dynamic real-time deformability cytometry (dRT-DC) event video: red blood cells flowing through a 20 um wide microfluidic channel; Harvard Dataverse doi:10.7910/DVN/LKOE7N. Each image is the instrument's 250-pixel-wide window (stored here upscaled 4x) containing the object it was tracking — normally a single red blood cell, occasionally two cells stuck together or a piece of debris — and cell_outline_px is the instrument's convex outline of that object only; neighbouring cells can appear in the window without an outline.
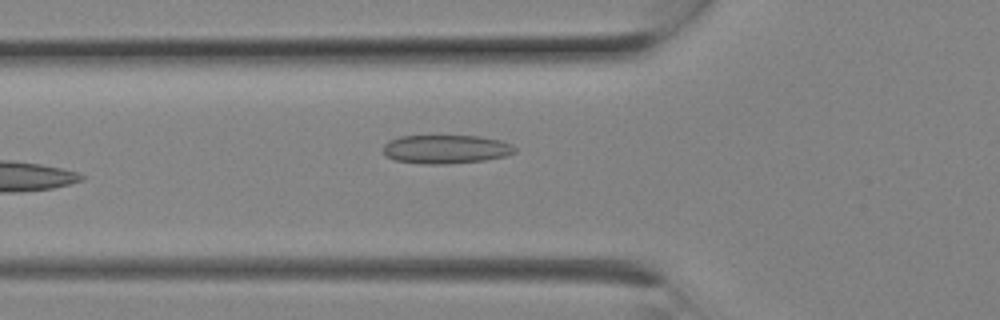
{"species": "Egyptian fruit bat (a non-hibernating species)", "species_latin": "Rousettus aegyptiacus", "temperature_condition": "room temperature", "stored_images_in_passage": 9, "camera_frame_rate_fps": 3000, "um_per_image_px": 0.085, "animal": {"sex": "female"}, "frame": {"image": 1, "passage_image": 9, "time_ms": 2.667, "image_size_px": [1000, 320], "cell_outline_px": [[516, 152], [504, 156], [484, 160], [448, 164], [424, 164], [396, 160], [388, 156], [384, 152], [384, 144], [400, 136], [480, 136], [500, 140], [512, 144], [516, 148]], "centroid_in_image_um": [37.94, 12.68], "position_along_channel_um": 87.9, "area_um2": 21.85}}